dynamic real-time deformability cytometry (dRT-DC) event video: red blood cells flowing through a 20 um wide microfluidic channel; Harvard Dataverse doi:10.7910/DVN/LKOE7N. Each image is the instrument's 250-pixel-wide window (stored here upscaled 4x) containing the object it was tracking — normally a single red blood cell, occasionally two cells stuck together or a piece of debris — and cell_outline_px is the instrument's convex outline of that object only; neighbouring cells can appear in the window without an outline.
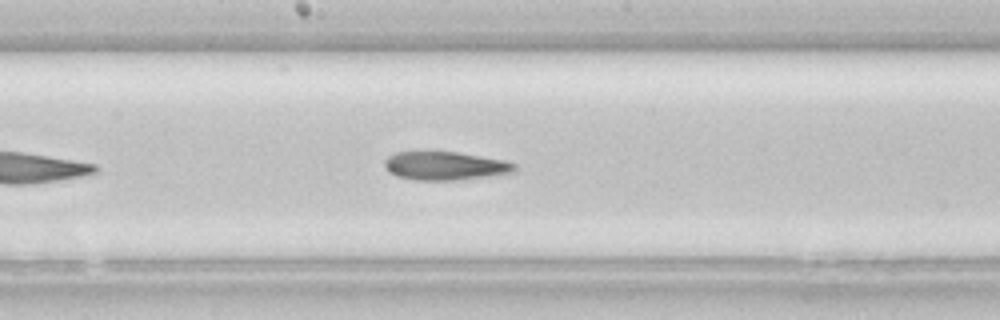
{"species": "common noctule bat (a hibernating species)", "species_latin": "Nyctalus noctula", "temperature_condition": "room temperature", "stored_images_in_passage": 22, "camera_frame_rate_fps": 3000, "um_per_image_px": 0.085, "animal": {"sex": "female", "body_mass_g": 22.7, "forearm_length_mm": 54.2}, "frame": {"image": 1, "passage_image": 13, "time_ms": 4.0, "image_size_px": [1000, 320], "cell_outline_px": [[516, 172], [460, 180], [416, 180], [396, 176], [388, 172], [384, 168], [384, 160], [388, 156], [396, 152], [456, 152], [504, 160], [516, 164]], "centroid_in_image_um": [37.81, 14.1], "position_along_channel_um": 210.4, "area_um2": 21.62}}